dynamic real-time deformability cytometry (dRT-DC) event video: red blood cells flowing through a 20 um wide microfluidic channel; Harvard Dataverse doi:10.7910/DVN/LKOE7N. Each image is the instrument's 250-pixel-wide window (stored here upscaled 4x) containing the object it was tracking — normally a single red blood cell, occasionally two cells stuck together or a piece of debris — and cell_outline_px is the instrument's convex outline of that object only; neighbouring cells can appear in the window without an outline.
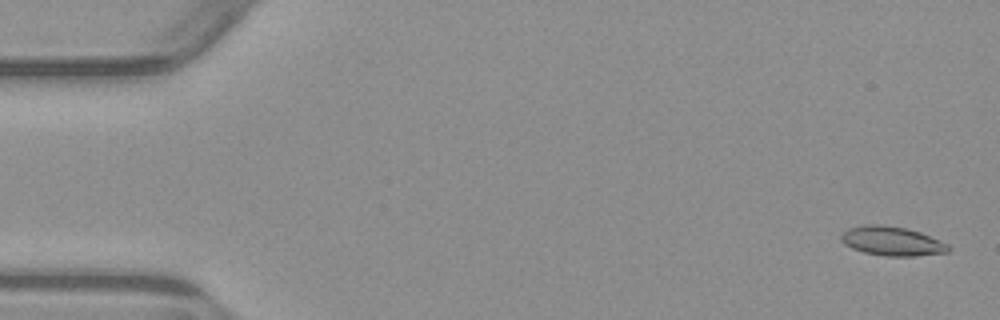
{"species": "common noctule bat (a hibernating species)", "species_latin": "Nyctalus noctula", "temperature_condition": "warm", "stored_images_in_passage": 5, "camera_frame_rate_fps": 3000, "um_per_image_px": 0.085, "animal": {"sex": "male", "body_mass_g": 23.1, "forearm_length_mm": 52.7}, "frame": {"image": 1, "passage_image": 1, "time_ms": 0.0, "image_size_px": [1000, 320], "cell_outline_px": [[952, 248], [948, 252], [916, 256], [884, 256], [864, 252], [852, 248], [844, 244], [840, 240], [840, 232], [848, 228], [864, 224], [880, 224], [904, 228], [920, 232], [940, 240], [948, 244]], "centroid_in_image_um": [75.79, 20.49], "position_along_channel_um": 9.2, "area_um2": 18.44}}
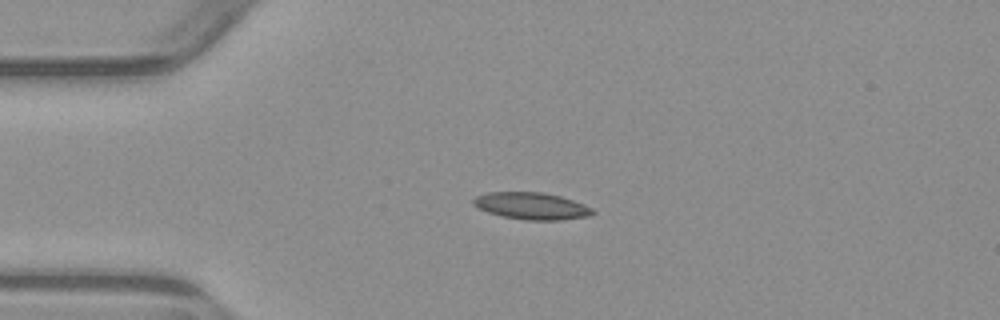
{"frame": {"image": 2, "passage_image": 4, "time_ms": 3.667, "image_size_px": [1000, 320], "cell_outline_px": [[596, 212], [588, 216], [560, 220], [524, 220], [500, 216], [488, 212], [472, 204], [472, 200], [476, 196], [488, 192], [544, 192], [560, 196], [584, 204], [592, 208]], "centroid_in_image_um": [45.17, 17.5], "position_along_channel_um": 39.8, "area_um2": 18.79}}
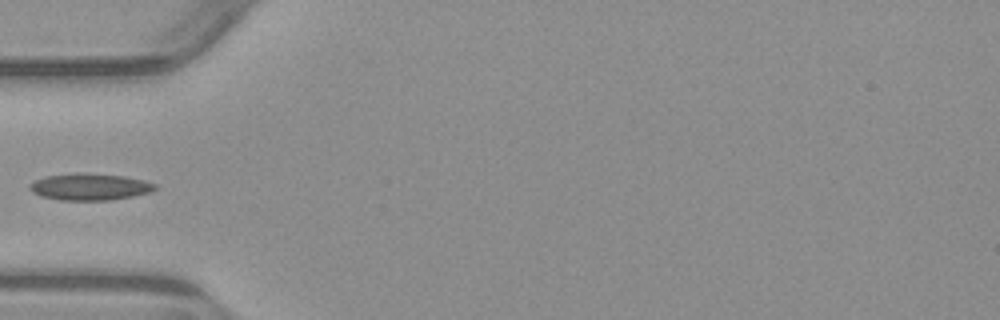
{"frame": {"image": 3, "passage_image": 5, "time_ms": 5.333, "image_size_px": [1000, 320], "cell_outline_px": [[156, 188], [152, 192], [112, 200], [60, 200], [40, 196], [32, 192], [28, 188], [36, 180], [44, 176], [124, 176], [144, 180], [156, 184]], "centroid_in_image_um": [7.68, 15.94], "position_along_channel_um": 77.3, "area_um2": 18.44}}